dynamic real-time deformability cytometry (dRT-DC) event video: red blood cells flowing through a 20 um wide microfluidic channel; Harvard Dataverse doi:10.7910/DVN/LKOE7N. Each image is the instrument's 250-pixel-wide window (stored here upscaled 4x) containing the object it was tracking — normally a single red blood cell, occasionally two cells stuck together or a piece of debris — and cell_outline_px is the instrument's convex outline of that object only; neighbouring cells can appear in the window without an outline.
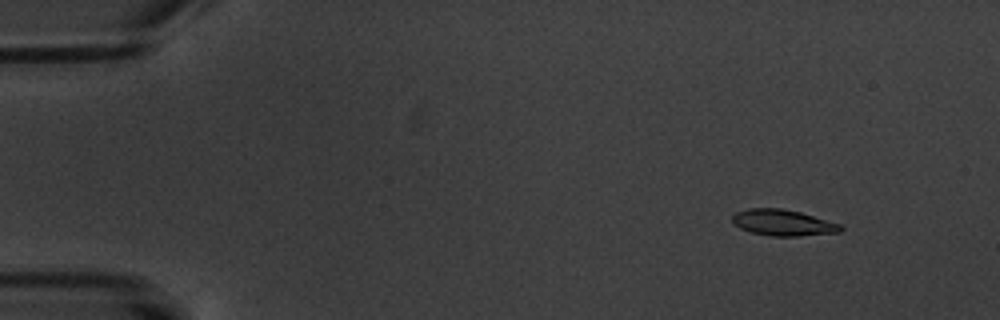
{"species": "common noctule bat (a hibernating species)", "species_latin": "Nyctalus noctula", "temperature_condition": "warm", "stored_images_in_passage": 6, "camera_frame_rate_fps": 3000, "um_per_image_px": 0.085, "animal": {"sex": "male", "body_mass_g": 20.1, "forearm_length_mm": 53.5}, "frame": {"image": 1, "passage_image": 2, "time_ms": 1.333, "image_size_px": [1000, 320], "cell_outline_px": [[844, 228], [840, 232], [800, 236], [768, 236], [752, 232], [740, 228], [732, 224], [732, 216], [736, 212], [748, 208], [780, 208], [800, 212], [840, 224]], "centroid_in_image_um": [66.53, 18.93], "position_along_channel_um": 18.5, "area_um2": 16.53}}
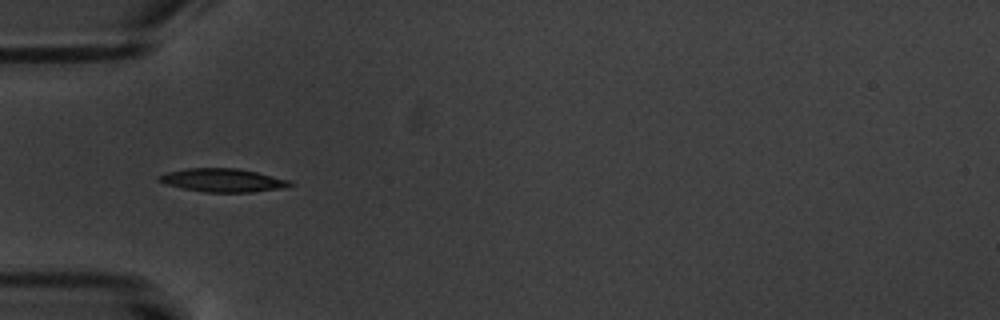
{"frame": {"image": 2, "passage_image": 5, "time_ms": 5.667, "image_size_px": [1000, 320], "cell_outline_px": [[296, 184], [288, 188], [252, 192], [204, 192], [164, 184], [156, 180], [156, 176], [168, 172], [188, 168], [236, 168], [256, 172], [292, 180]], "centroid_in_image_um": [18.99, 15.32], "position_along_channel_um": 66.0, "area_um2": 18.09}}